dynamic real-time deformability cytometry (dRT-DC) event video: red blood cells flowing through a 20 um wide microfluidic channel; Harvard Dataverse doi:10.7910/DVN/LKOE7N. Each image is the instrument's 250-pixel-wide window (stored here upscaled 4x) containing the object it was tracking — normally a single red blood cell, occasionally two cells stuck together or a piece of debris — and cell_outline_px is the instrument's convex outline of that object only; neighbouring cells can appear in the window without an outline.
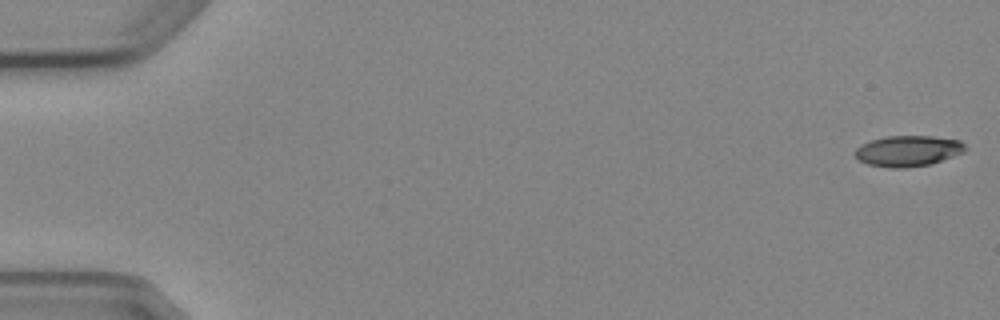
{"species": "Egyptian fruit bat (a non-hibernating species)", "species_latin": "Rousettus aegyptiacus", "temperature_condition": "cold", "stored_images_in_passage": 6, "segment_of_instrument_passage": [1, 2], "camera_frame_rate_fps": 3000, "um_per_image_px": 0.085, "animal": {"sex": "female"}, "frame": {"image": 1, "passage_image": 1, "time_ms": 0.0, "image_size_px": [1000, 320], "cell_outline_px": [[964, 152], [928, 164], [904, 168], [892, 168], [868, 164], [860, 160], [856, 156], [856, 148], [860, 144], [872, 140], [888, 136], [932, 136], [960, 140], [964, 144]], "centroid_in_image_um": [77.16, 12.82], "position_along_channel_um": 7.8, "area_um2": 19.42}}